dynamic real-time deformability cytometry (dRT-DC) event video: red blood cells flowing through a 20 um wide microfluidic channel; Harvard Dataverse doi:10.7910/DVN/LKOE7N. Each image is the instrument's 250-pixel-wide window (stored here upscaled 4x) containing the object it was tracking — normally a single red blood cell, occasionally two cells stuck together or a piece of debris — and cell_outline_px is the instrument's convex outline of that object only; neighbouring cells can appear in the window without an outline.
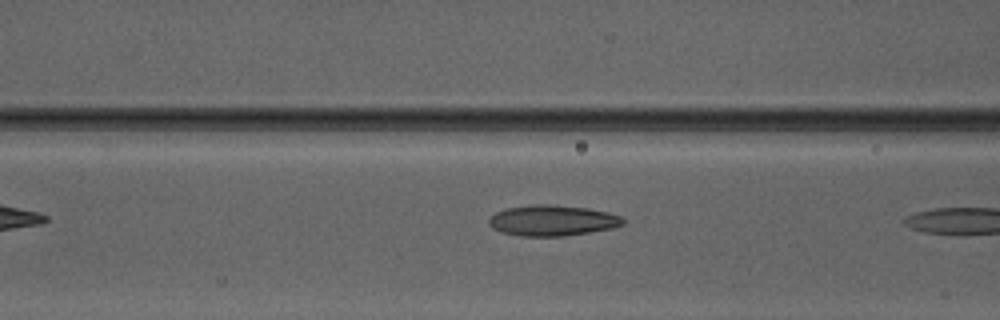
{"species": "Egyptian fruit bat (a non-hibernating species)", "species_latin": "Rousettus aegyptiacus", "temperature_condition": "warm", "stored_images_in_passage": 4, "camera_frame_rate_fps": 3000, "um_per_image_px": 0.085, "animal": {"sex": "male"}, "frame": {"image": 1, "passage_image": 3, "time_ms": 2.667, "image_size_px": [1000, 320], "cell_outline_px": [[624, 224], [612, 228], [564, 236], [520, 236], [500, 232], [492, 228], [488, 224], [488, 220], [496, 212], [504, 208], [532, 204], [544, 204], [588, 208], [608, 212], [620, 216], [624, 220]], "centroid_in_image_um": [46.91, 18.74], "position_along_channel_um": 119.7, "area_um2": 24.04}}